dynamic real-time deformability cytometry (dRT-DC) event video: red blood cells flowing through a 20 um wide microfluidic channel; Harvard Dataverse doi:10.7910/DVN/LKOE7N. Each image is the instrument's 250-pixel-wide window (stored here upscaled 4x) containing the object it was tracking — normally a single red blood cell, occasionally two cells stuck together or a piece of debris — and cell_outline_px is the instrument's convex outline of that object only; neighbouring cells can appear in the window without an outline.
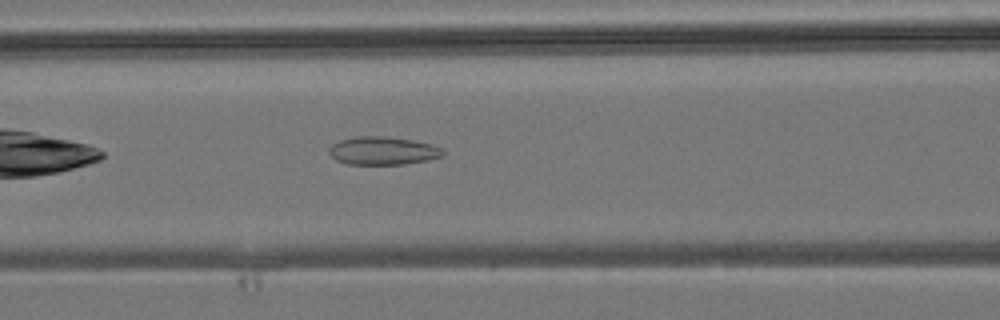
{"species": "common noctule bat (a hibernating species)", "species_latin": "Nyctalus noctula", "temperature_condition": "room temperature", "stored_images_in_passage": 31, "camera_frame_rate_fps": 3000, "um_per_image_px": 0.085, "animal": {"sex": "male", "body_mass_g": 19.2, "forearm_length_mm": 51.8}, "frame": {"image": 1, "passage_image": 5, "time_ms": 1.333, "image_size_px": [1000, 320], "cell_outline_px": [[444, 152], [440, 156], [428, 160], [404, 164], [348, 164], [336, 160], [328, 152], [328, 148], [332, 144], [340, 140], [356, 136], [384, 136], [412, 140], [432, 144], [440, 148]], "centroid_in_image_um": [32.5, 12.81], "position_along_channel_um": 134.1, "area_um2": 18.55}}
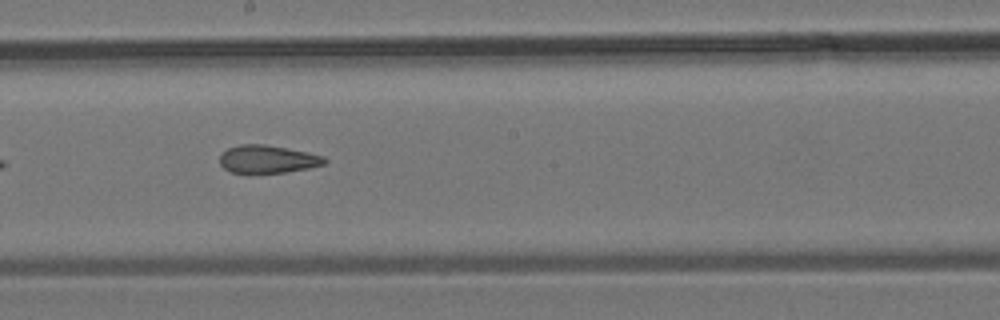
{"frame": {"image": 2, "passage_image": 11, "time_ms": 3.333, "image_size_px": [1000, 320], "cell_outline_px": [[328, 160], [324, 164], [308, 168], [284, 172], [248, 176], [232, 172], [224, 168], [220, 164], [220, 156], [228, 148], [240, 144], [264, 144], [324, 156]], "centroid_in_image_um": [22.69, 13.57], "position_along_channel_um": 225.5, "area_um2": 17.34}}
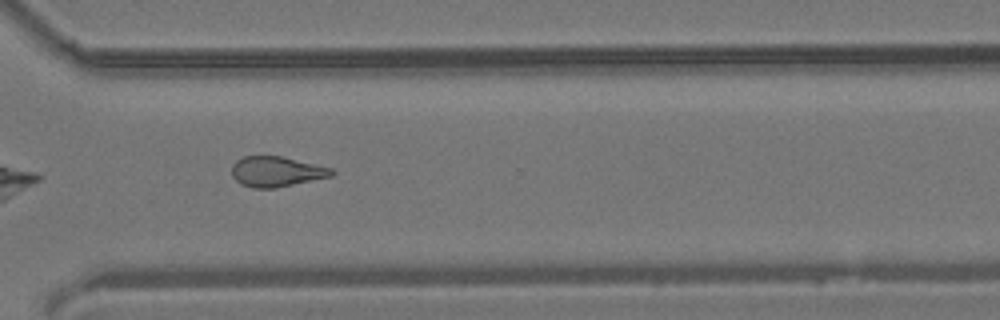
{"frame": {"image": 3, "passage_image": 19, "time_ms": 6.0, "image_size_px": [1000, 320], "cell_outline_px": [[336, 172], [332, 176], [276, 188], [252, 188], [240, 184], [232, 176], [232, 164], [236, 160], [244, 156], [280, 156], [332, 168]], "centroid_in_image_um": [23.48, 14.59], "position_along_channel_um": 347.1, "area_um2": 17.63}}